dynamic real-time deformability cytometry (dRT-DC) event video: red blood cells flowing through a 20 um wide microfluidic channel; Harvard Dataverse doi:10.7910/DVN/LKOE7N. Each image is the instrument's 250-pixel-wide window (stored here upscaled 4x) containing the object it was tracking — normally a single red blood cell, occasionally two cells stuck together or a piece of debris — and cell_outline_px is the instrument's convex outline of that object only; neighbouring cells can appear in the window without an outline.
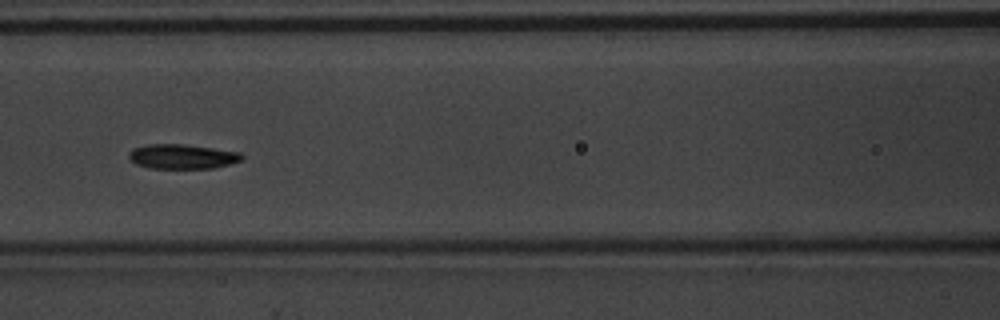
{"species": "common noctule bat (a hibernating species)", "species_latin": "Nyctalus noctula", "temperature_condition": "warm", "stored_images_in_passage": 56, "camera_frame_rate_fps": 3000, "um_per_image_px": 0.085, "animal": {"sex": "male", "body_mass_g": 20.1, "forearm_length_mm": 53.5}, "frame": {"image": 1, "passage_image": 25, "time_ms": 8.0, "image_size_px": [1000, 320], "cell_outline_px": [[244, 160], [232, 164], [212, 168], [148, 168], [136, 164], [128, 156], [128, 152], [132, 148], [148, 144], [184, 144], [240, 152], [244, 156]], "centroid_in_image_um": [15.51, 13.3], "position_along_channel_um": 151.1, "area_um2": 16.36}}
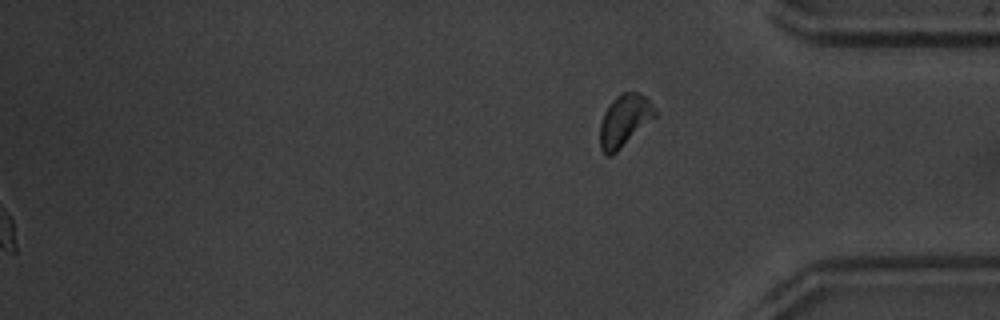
{"frame": {"image": 2, "passage_image": 56, "time_ms": 18.333, "image_size_px": [1000, 320], "cell_outline_px": [[656, 116], [612, 156], [608, 156], [600, 148], [600, 124], [604, 112], [612, 100], [620, 92], [636, 92], [644, 96], [656, 108]], "centroid_in_image_um": [53.07, 10.24], "position_along_channel_um": 382.1, "area_um2": 16.53}, "authors_computed_cell_mechanics": {"area_um2": 15.9528, "velocity_mm_per_s": 3.7447, "shape_relaxation_time_tau1_ms": 2.3876, "shape_relaxation_time_tau2_ms": 2.8569, "deformation_change_tau1": 0.1182, "deformation_change_tau2": 0.0835}}